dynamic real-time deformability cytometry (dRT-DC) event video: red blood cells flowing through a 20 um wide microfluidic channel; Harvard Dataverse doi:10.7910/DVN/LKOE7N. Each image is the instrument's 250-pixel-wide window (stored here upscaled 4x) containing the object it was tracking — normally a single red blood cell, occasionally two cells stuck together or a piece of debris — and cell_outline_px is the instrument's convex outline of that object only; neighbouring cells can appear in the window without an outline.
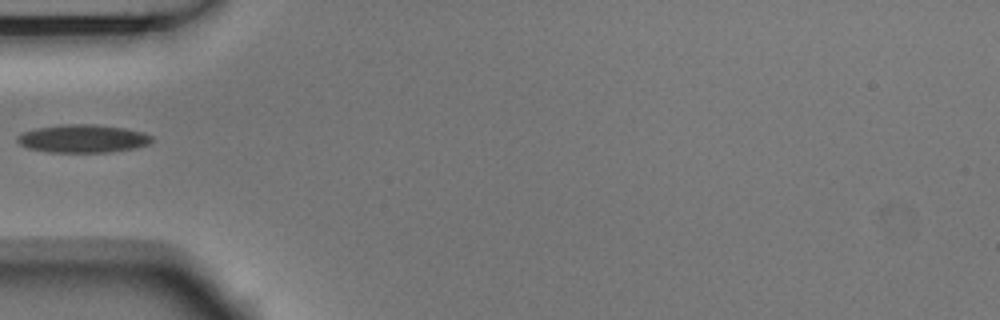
{"species": "Egyptian fruit bat (a non-hibernating species)", "species_latin": "Rousettus aegyptiacus", "temperature_condition": "room temperature", "stored_images_in_passage": 2, "camera_frame_rate_fps": 3000, "um_per_image_px": 0.085, "animal": {"sex": "male"}, "frame": {"image": 1, "passage_image": 1, "time_ms": 0.0, "image_size_px": [1000, 320], "cell_outline_px": [[152, 140], [148, 144], [136, 148], [108, 152], [48, 152], [28, 148], [20, 144], [16, 140], [16, 136], [24, 132], [40, 128], [64, 124], [92, 124], [124, 128], [144, 132], [152, 136]], "centroid_in_image_um": [7.06, 11.79], "position_along_channel_um": 77.9, "area_um2": 21.85}}
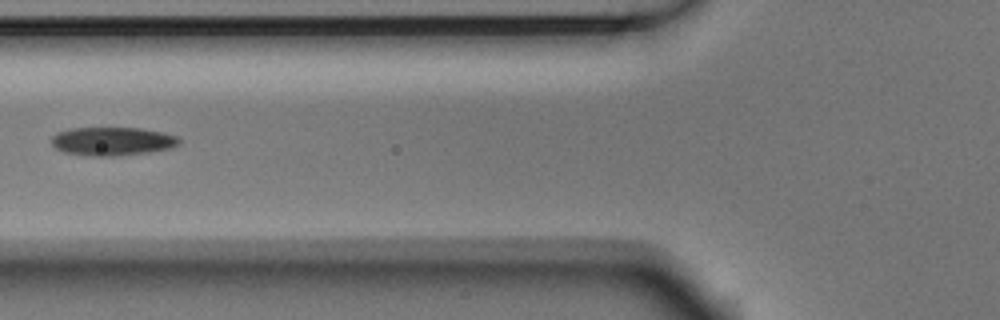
{"frame": {"image": 2, "passage_image": 2, "time_ms": 0.333, "image_size_px": [1000, 320], "cell_outline_px": [[180, 144], [172, 148], [148, 152], [112, 156], [88, 156], [64, 152], [56, 148], [52, 144], [52, 136], [56, 132], [72, 128], [140, 128], [160, 132], [176, 136], [180, 140]], "centroid_in_image_um": [9.53, 12.01], "position_along_channel_um": 116.3, "area_um2": 21.1}}